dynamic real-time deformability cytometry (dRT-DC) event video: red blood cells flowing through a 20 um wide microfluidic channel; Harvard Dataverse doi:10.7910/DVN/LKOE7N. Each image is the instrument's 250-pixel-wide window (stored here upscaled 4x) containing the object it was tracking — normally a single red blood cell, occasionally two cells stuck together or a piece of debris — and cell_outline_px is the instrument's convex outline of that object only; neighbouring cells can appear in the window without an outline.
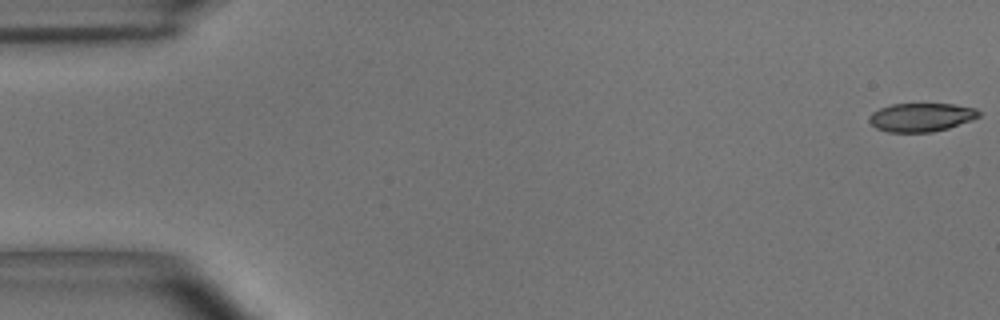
{"species": "common noctule bat (a hibernating species)", "species_latin": "Nyctalus noctula", "temperature_condition": "room temperature", "stored_images_in_passage": 4, "camera_frame_rate_fps": 3000, "um_per_image_px": 0.085, "animal": {"sex": "male", "body_mass_g": 15.6}, "frame": {"image": 1, "passage_image": 1, "time_ms": 0.0, "image_size_px": [1000, 320], "cell_outline_px": [[980, 116], [972, 120], [948, 128], [932, 132], [888, 132], [876, 128], [868, 120], [868, 116], [872, 112], [880, 108], [892, 104], [956, 104], [976, 108], [980, 112]], "centroid_in_image_um": [78.31, 9.96], "position_along_channel_um": 6.7, "area_um2": 18.32}}